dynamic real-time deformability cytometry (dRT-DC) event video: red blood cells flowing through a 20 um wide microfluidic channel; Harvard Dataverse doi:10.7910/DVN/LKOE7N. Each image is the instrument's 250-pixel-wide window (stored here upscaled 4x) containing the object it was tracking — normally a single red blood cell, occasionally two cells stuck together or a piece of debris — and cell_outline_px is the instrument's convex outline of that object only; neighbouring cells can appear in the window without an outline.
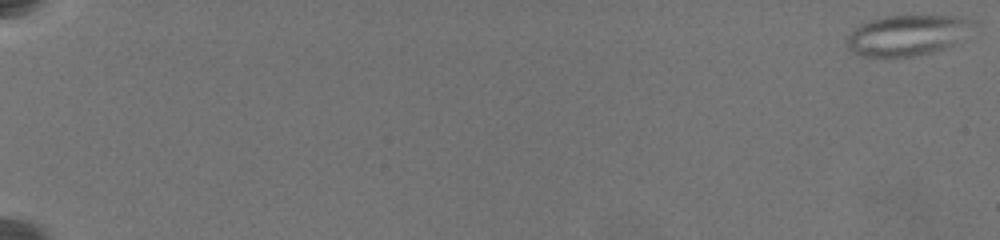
{"species": "common noctule bat (a hibernating species)", "species_latin": "Nyctalus noctula", "temperature_condition": "warm", "stored_images_in_passage": 47, "camera_frame_rate_fps": 3000, "um_per_image_px": 0.085, "animal": {"sex": "female", "body_mass_g": 19.5, "forearm_length_mm": 54.1}, "frame": {"image": 1, "passage_image": 1, "time_ms": 0.0, "image_size_px": [1000, 240], "cell_outline_px": [[976, 24], [952, 44], [928, 52], [912, 56], [868, 56], [856, 52], [848, 44], [848, 36], [860, 24], [868, 20], [884, 16], [964, 16], [976, 20]], "centroid_in_image_um": [77.15, 2.94], "position_along_channel_um": 7.8, "area_um2": 28.96}}
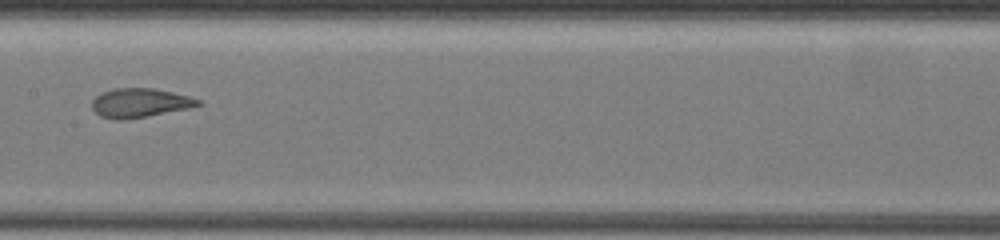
{"frame": {"image": 2, "passage_image": 28, "time_ms": 12.0, "image_size_px": [1000, 240], "cell_outline_px": [[204, 104], [188, 108], [148, 116], [124, 120], [116, 120], [100, 116], [92, 108], [92, 100], [96, 96], [112, 88], [152, 88], [172, 92], [188, 96], [200, 100]], "centroid_in_image_um": [11.88, 8.75], "position_along_channel_um": 195.5, "area_um2": 17.92}}
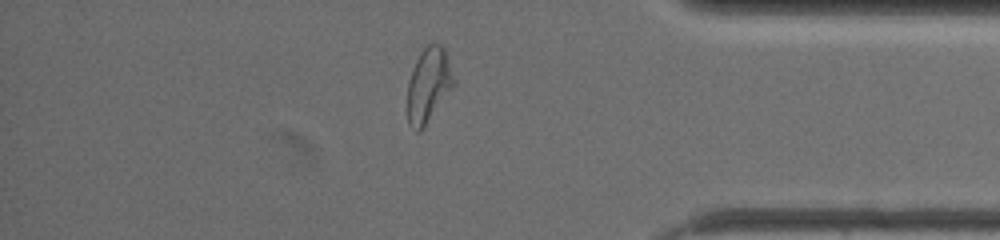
{"frame": {"image": 3, "passage_image": 42, "time_ms": 18.333, "image_size_px": [1000, 240], "cell_outline_px": [[452, 84], [420, 132], [416, 132], [408, 124], [408, 80], [412, 68], [420, 52], [428, 44], [440, 44], [444, 48], [452, 76]], "centroid_in_image_um": [36.34, 7.21], "position_along_channel_um": 398.9, "area_um2": 19.07}, "authors_computed_cell_mechanics": {"area_um2": 23.0622, "velocity_mm_per_s": 3.478, "shape_relaxation_time_tau1_ms": null, "shape_relaxation_time_tau2_ms": 1.083, "deformation_change_tau1": null, "deformation_change_tau2": 0.0834}}